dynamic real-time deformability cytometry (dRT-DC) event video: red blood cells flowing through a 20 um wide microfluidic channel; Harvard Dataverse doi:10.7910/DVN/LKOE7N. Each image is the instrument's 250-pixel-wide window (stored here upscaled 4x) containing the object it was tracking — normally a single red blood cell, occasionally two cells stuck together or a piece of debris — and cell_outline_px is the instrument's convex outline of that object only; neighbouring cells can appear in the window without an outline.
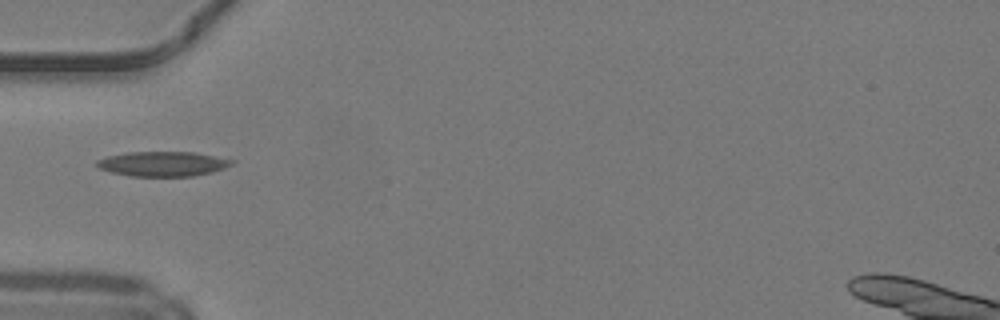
{"species": "common noctule bat (a hibernating species)", "species_latin": "Nyctalus noctula", "temperature_condition": "warm", "stored_images_in_passage": 33, "camera_frame_rate_fps": 3000, "um_per_image_px": 0.085, "animal": {"sex": "male", "body_mass_g": 19.2, "forearm_length_mm": 51.8}, "frame": {"image": 1, "passage_image": 1, "time_ms": 0.0, "image_size_px": [1000, 320], "cell_outline_px": [[236, 160], [232, 164], [224, 168], [212, 172], [192, 176], [128, 176], [112, 172], [100, 168], [96, 164], [96, 160], [108, 156], [128, 152], [196, 152]], "centroid_in_image_um": [13.86, 13.92], "position_along_channel_um": 71.1, "area_um2": 19.48}}
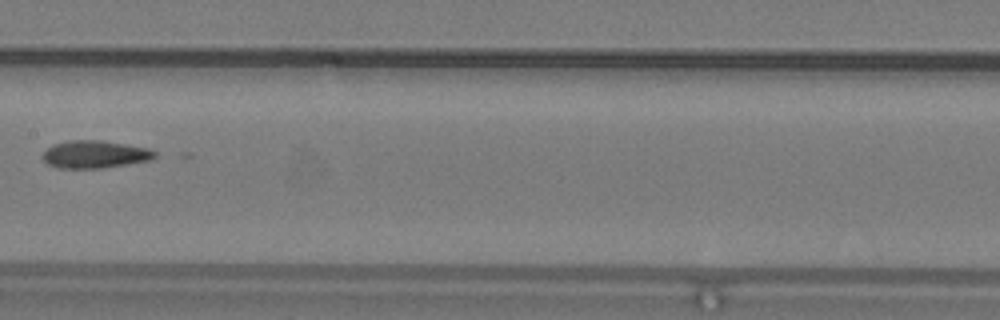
{"frame": {"image": 2, "passage_image": 10, "time_ms": 3.0, "image_size_px": [1000, 320], "cell_outline_px": [[156, 156], [152, 160], [104, 168], [56, 168], [48, 164], [44, 160], [44, 152], [52, 144], [72, 140], [100, 140], [148, 148], [156, 152]], "centroid_in_image_um": [8.08, 13.12], "position_along_channel_um": 199.3, "area_um2": 17.98}}
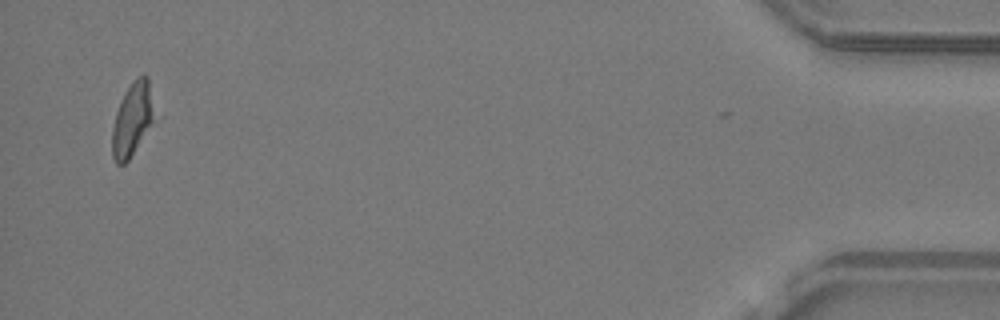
{"frame": {"image": 3, "passage_image": 32, "time_ms": 10.333, "image_size_px": [1000, 320], "cell_outline_px": [[156, 120], [128, 160], [124, 164], [116, 164], [112, 156], [112, 128], [116, 112], [124, 92], [132, 80], [136, 76], [144, 72], [148, 76], [156, 116]], "centroid_in_image_um": [11.28, 10.09], "position_along_channel_um": 423.9, "area_um2": 18.55}}